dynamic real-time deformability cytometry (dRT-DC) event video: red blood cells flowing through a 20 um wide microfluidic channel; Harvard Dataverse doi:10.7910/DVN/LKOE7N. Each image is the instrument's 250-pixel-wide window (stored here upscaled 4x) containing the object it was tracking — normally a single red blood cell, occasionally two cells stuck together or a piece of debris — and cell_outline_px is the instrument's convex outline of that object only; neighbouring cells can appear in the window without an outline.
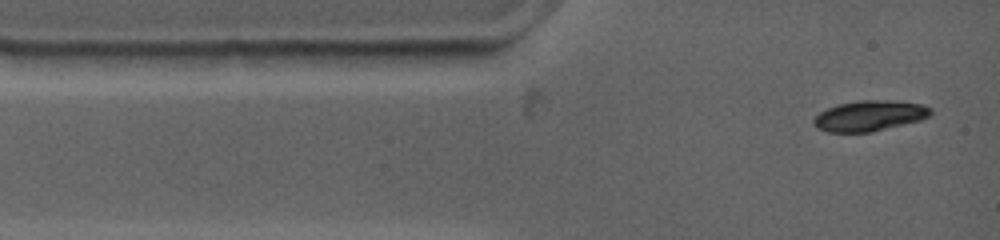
{"species": "common noctule bat (a hibernating species)", "species_latin": "Nyctalus noctula", "temperature_condition": "warm", "stored_images_in_passage": 7, "camera_frame_rate_fps": 4500, "um_per_image_px": 0.085, "animal": {"sex": "female", "body_mass_g": 19.0, "forearm_length_mm": 53.3}, "frame": {"image": 1, "passage_image": 1, "time_ms": 0.0, "image_size_px": [1000, 240], "cell_outline_px": [[932, 112], [928, 116], [920, 120], [872, 132], [828, 132], [816, 128], [812, 120], [820, 112], [828, 108], [840, 104], [860, 100], [888, 100], [924, 104], [932, 108]], "centroid_in_image_um": [73.92, 9.84], "position_along_channel_um": 11.1, "area_um2": 20.75}}
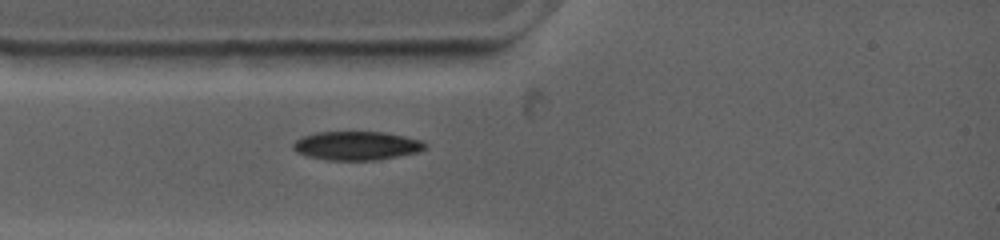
{"frame": {"image": 2, "passage_image": 5, "time_ms": 2.0, "image_size_px": [1000, 240], "cell_outline_px": [[428, 144], [420, 152], [376, 160], [328, 160], [304, 156], [296, 152], [292, 148], [292, 144], [296, 140], [304, 136], [316, 132], [384, 132], [404, 136], [420, 140]], "centroid_in_image_um": [30.29, 12.39], "position_along_channel_um": 54.7, "area_um2": 22.2}}
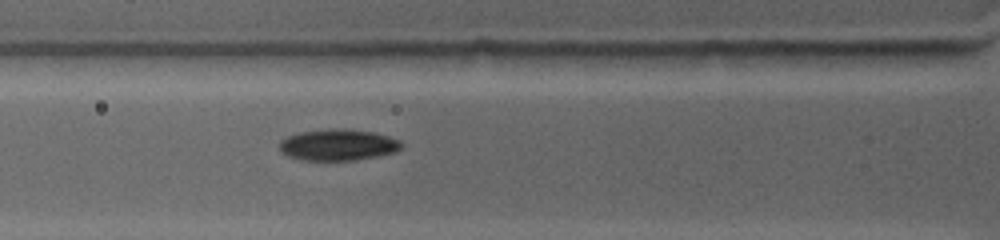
{"frame": {"image": 3, "passage_image": 7, "time_ms": 3.111, "image_size_px": [1000, 240], "cell_outline_px": [[404, 144], [396, 152], [356, 160], [300, 160], [288, 156], [280, 152], [280, 140], [288, 136], [300, 132], [340, 128], [372, 132], [388, 136], [400, 140]], "centroid_in_image_um": [28.73, 12.32], "position_along_channel_um": 97.1, "area_um2": 22.2}}